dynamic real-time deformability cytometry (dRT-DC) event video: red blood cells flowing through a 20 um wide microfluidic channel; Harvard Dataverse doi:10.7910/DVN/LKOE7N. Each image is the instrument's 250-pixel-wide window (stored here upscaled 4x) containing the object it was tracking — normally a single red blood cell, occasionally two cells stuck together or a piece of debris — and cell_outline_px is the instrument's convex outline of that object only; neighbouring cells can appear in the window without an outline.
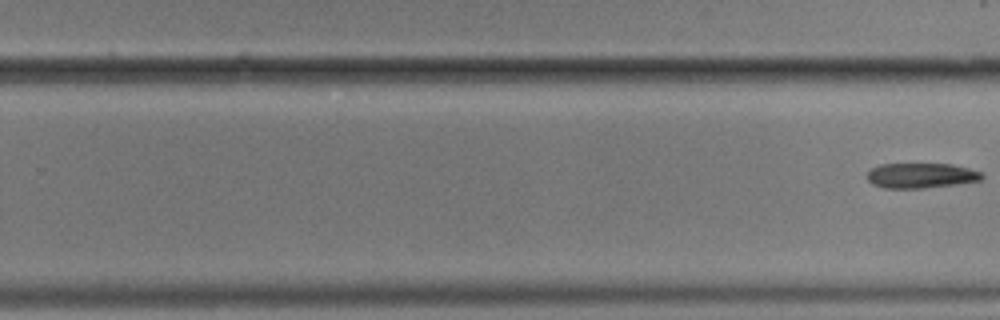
{"species": "common noctule bat (a hibernating species)", "species_latin": "Nyctalus noctula", "temperature_condition": "cold", "stored_images_in_passage": 11, "segment_of_instrument_passage": [2, 2], "camera_frame_rate_fps": 3000, "um_per_image_px": 0.085, "animal": {"sex": "male", "body_mass_g": 17.9}, "frame": {"image": 1, "passage_image": 11, "time_ms": 13.0, "image_size_px": [1000, 320], "cell_outline_px": [[984, 176], [980, 180], [956, 184], [924, 188], [884, 188], [872, 184], [864, 176], [872, 168], [880, 164], [952, 164], [984, 172]], "centroid_in_image_um": [78.27, 14.92], "position_along_channel_um": 251.5, "area_um2": 16.88}}